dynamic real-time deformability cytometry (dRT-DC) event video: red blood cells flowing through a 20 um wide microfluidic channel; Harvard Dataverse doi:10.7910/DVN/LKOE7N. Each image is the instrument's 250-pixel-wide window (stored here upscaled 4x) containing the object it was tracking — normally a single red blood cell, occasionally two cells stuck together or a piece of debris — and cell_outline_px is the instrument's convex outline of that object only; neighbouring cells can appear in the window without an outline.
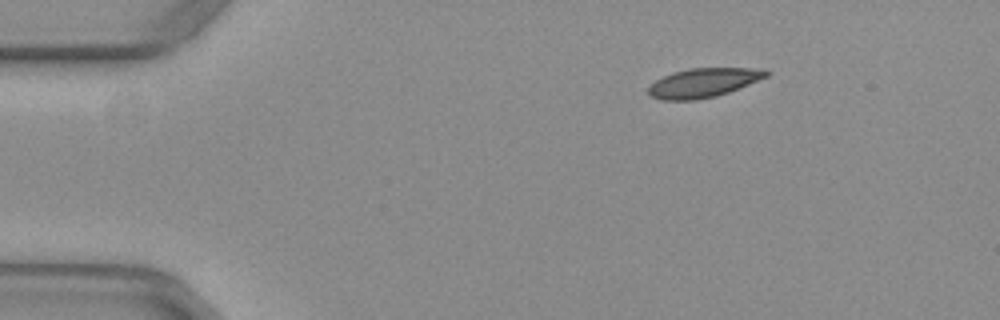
{"species": "common noctule bat (a hibernating species)", "species_latin": "Nyctalus noctula", "temperature_condition": "warm", "stored_images_in_passage": 45, "camera_frame_rate_fps": 3000, "um_per_image_px": 0.085, "animal": {"sex": "female", "body_mass_g": 29.2, "forearm_length_mm": 56.3}, "frame": {"image": 1, "passage_image": 1, "time_ms": 0.0, "image_size_px": [1000, 320], "cell_outline_px": [[772, 72], [768, 76], [728, 92], [716, 96], [692, 100], [660, 100], [648, 96], [648, 88], [656, 80], [672, 72], [688, 68], [768, 68]], "centroid_in_image_um": [59.8, 7.02], "position_along_channel_um": 25.2, "area_um2": 20.11}}
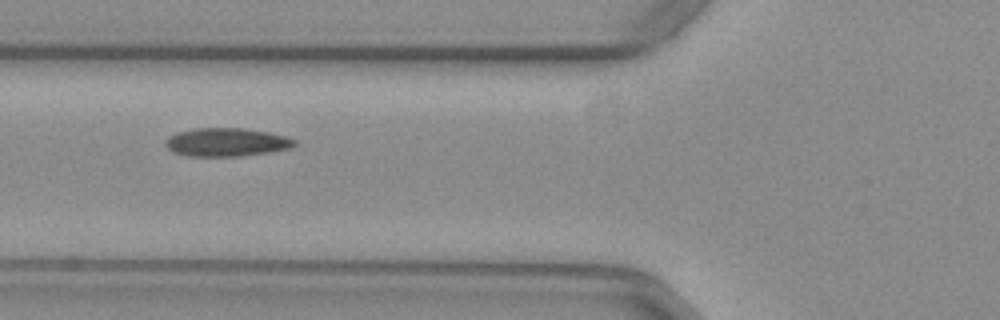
{"frame": {"image": 2, "passage_image": 13, "time_ms": 4.0, "image_size_px": [1000, 320], "cell_outline_px": [[296, 144], [288, 148], [268, 152], [240, 156], [188, 156], [172, 152], [164, 144], [164, 140], [168, 136], [176, 132], [196, 128], [244, 128], [268, 132], [284, 136], [296, 140]], "centroid_in_image_um": [19.18, 12.08], "position_along_channel_um": 106.6, "area_um2": 21.33}}
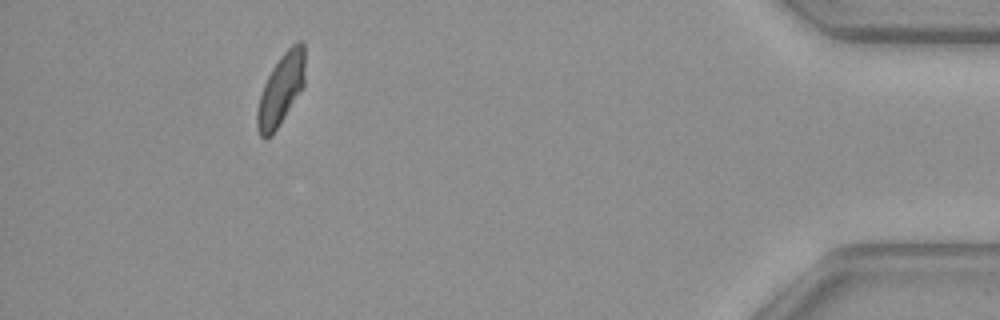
{"frame": {"image": 3, "passage_image": 41, "time_ms": 13.333, "image_size_px": [1000, 320], "cell_outline_px": [[304, 84], [272, 136], [264, 140], [260, 136], [256, 128], [256, 112], [260, 96], [264, 84], [272, 68], [280, 56], [296, 40], [300, 40], [304, 44]], "centroid_in_image_um": [23.85, 7.62], "position_along_channel_um": 411.3, "area_um2": 19.71}, "authors_computed_cell_mechanics": {"area_um2": 20.4612, "velocity_mm_per_s": 3.9299, "shape_relaxation_time_tau1_ms": null, "shape_relaxation_time_tau2_ms": 2.5627, "deformation_change_tau1": null, "deformation_change_tau2": 0.0645}}